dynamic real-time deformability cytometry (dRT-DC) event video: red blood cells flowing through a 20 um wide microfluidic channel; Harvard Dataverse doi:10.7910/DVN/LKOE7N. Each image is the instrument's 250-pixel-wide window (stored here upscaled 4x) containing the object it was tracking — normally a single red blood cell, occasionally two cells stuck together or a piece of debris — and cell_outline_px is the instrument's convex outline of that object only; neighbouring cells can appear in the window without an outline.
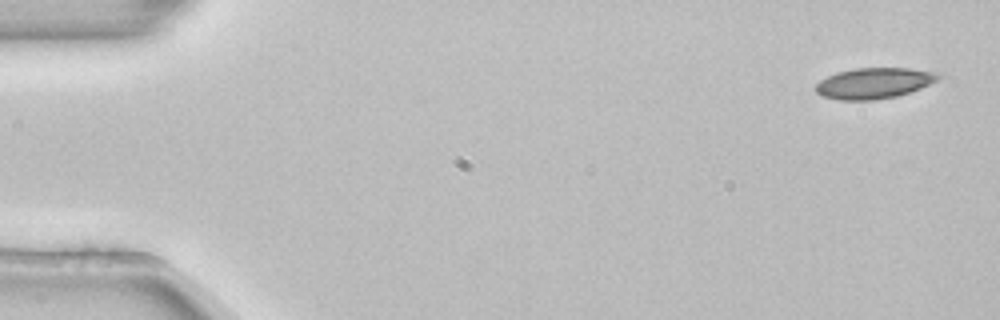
{"species": "common noctule bat (a hibernating species)", "species_latin": "Nyctalus noctula", "temperature_condition": "room temperature", "stored_images_in_passage": 4, "camera_frame_rate_fps": 3000, "um_per_image_px": 0.085, "animal": {"sex": "female", "body_mass_g": 22.7, "forearm_length_mm": 54.2}, "frame": {"image": 1, "passage_image": 1, "time_ms": 0.0, "image_size_px": [1000, 320], "cell_outline_px": [[940, 76], [936, 80], [920, 88], [896, 96], [876, 100], [840, 100], [820, 96], [816, 92], [816, 84], [820, 80], [836, 72], [856, 68], [908, 68], [936, 72]], "centroid_in_image_um": [74.23, 7.07], "position_along_channel_um": 10.8, "area_um2": 21.85}}
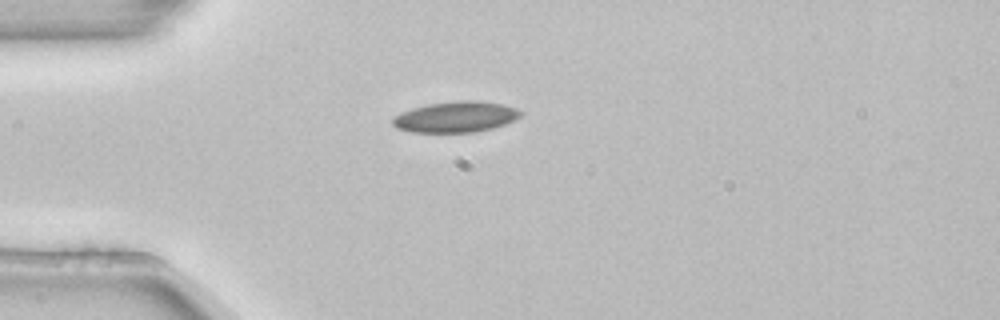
{"frame": {"image": 2, "passage_image": 4, "time_ms": 1.0, "image_size_px": [1000, 320], "cell_outline_px": [[524, 112], [520, 116], [504, 124], [492, 128], [476, 132], [412, 132], [396, 128], [392, 124], [392, 116], [400, 112], [412, 108], [428, 104], [456, 100], [476, 100], [500, 104], [516, 108]], "centroid_in_image_um": [38.69, 9.93], "position_along_channel_um": 46.3, "area_um2": 23.06}}